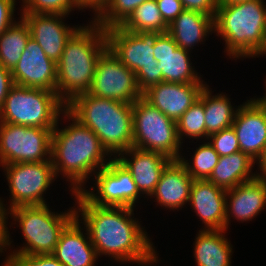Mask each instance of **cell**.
<instances>
[{
    "mask_svg": "<svg viewBox=\"0 0 266 266\" xmlns=\"http://www.w3.org/2000/svg\"><path fill=\"white\" fill-rule=\"evenodd\" d=\"M72 195L75 197V217L87 229L98 257L106 256L121 264L139 266L158 263L159 253L145 227L135 218L133 208L98 206L80 192Z\"/></svg>",
    "mask_w": 266,
    "mask_h": 266,
    "instance_id": "cell-1",
    "label": "cell"
},
{
    "mask_svg": "<svg viewBox=\"0 0 266 266\" xmlns=\"http://www.w3.org/2000/svg\"><path fill=\"white\" fill-rule=\"evenodd\" d=\"M59 119L52 133L50 159L57 178L59 175L66 178L70 192L74 194L84 189L87 180L106 167L113 158L98 136L67 110ZM62 120L68 124L60 128L59 121L62 125Z\"/></svg>",
    "mask_w": 266,
    "mask_h": 266,
    "instance_id": "cell-2",
    "label": "cell"
},
{
    "mask_svg": "<svg viewBox=\"0 0 266 266\" xmlns=\"http://www.w3.org/2000/svg\"><path fill=\"white\" fill-rule=\"evenodd\" d=\"M108 48L105 29L91 20L73 33L57 63L56 93L69 104L88 93L100 55Z\"/></svg>",
    "mask_w": 266,
    "mask_h": 266,
    "instance_id": "cell-3",
    "label": "cell"
},
{
    "mask_svg": "<svg viewBox=\"0 0 266 266\" xmlns=\"http://www.w3.org/2000/svg\"><path fill=\"white\" fill-rule=\"evenodd\" d=\"M214 34L224 40L228 58L263 57L266 51L265 0L218 3Z\"/></svg>",
    "mask_w": 266,
    "mask_h": 266,
    "instance_id": "cell-4",
    "label": "cell"
},
{
    "mask_svg": "<svg viewBox=\"0 0 266 266\" xmlns=\"http://www.w3.org/2000/svg\"><path fill=\"white\" fill-rule=\"evenodd\" d=\"M66 110L98 136L113 158L133 146L132 104L85 93L67 104Z\"/></svg>",
    "mask_w": 266,
    "mask_h": 266,
    "instance_id": "cell-5",
    "label": "cell"
},
{
    "mask_svg": "<svg viewBox=\"0 0 266 266\" xmlns=\"http://www.w3.org/2000/svg\"><path fill=\"white\" fill-rule=\"evenodd\" d=\"M49 204L41 206H19L9 210L13 224L21 229L25 243L8 254H52L61 232L75 218V207L64 212H52Z\"/></svg>",
    "mask_w": 266,
    "mask_h": 266,
    "instance_id": "cell-6",
    "label": "cell"
},
{
    "mask_svg": "<svg viewBox=\"0 0 266 266\" xmlns=\"http://www.w3.org/2000/svg\"><path fill=\"white\" fill-rule=\"evenodd\" d=\"M65 110L56 92L15 84L0 109V122L54 129Z\"/></svg>",
    "mask_w": 266,
    "mask_h": 266,
    "instance_id": "cell-7",
    "label": "cell"
},
{
    "mask_svg": "<svg viewBox=\"0 0 266 266\" xmlns=\"http://www.w3.org/2000/svg\"><path fill=\"white\" fill-rule=\"evenodd\" d=\"M107 45L126 67L135 73L138 89L143 93L162 82V70L154 58V34L132 33L120 26L107 28Z\"/></svg>",
    "mask_w": 266,
    "mask_h": 266,
    "instance_id": "cell-8",
    "label": "cell"
},
{
    "mask_svg": "<svg viewBox=\"0 0 266 266\" xmlns=\"http://www.w3.org/2000/svg\"><path fill=\"white\" fill-rule=\"evenodd\" d=\"M133 147L159 152L179 160L183 147L177 135L176 122L143 97L133 104Z\"/></svg>",
    "mask_w": 266,
    "mask_h": 266,
    "instance_id": "cell-9",
    "label": "cell"
},
{
    "mask_svg": "<svg viewBox=\"0 0 266 266\" xmlns=\"http://www.w3.org/2000/svg\"><path fill=\"white\" fill-rule=\"evenodd\" d=\"M1 167L10 193L9 205H5L8 210L19 206L47 205L44 195L57 179L51 161L11 163Z\"/></svg>",
    "mask_w": 266,
    "mask_h": 266,
    "instance_id": "cell-10",
    "label": "cell"
},
{
    "mask_svg": "<svg viewBox=\"0 0 266 266\" xmlns=\"http://www.w3.org/2000/svg\"><path fill=\"white\" fill-rule=\"evenodd\" d=\"M53 130L0 122V166L51 161Z\"/></svg>",
    "mask_w": 266,
    "mask_h": 266,
    "instance_id": "cell-11",
    "label": "cell"
},
{
    "mask_svg": "<svg viewBox=\"0 0 266 266\" xmlns=\"http://www.w3.org/2000/svg\"><path fill=\"white\" fill-rule=\"evenodd\" d=\"M92 179L94 186L89 189L85 187L80 191L92 204L135 209V204L143 196L131 173L117 158H113L106 167L101 168Z\"/></svg>",
    "mask_w": 266,
    "mask_h": 266,
    "instance_id": "cell-12",
    "label": "cell"
},
{
    "mask_svg": "<svg viewBox=\"0 0 266 266\" xmlns=\"http://www.w3.org/2000/svg\"><path fill=\"white\" fill-rule=\"evenodd\" d=\"M88 94L133 104L142 97L135 73L107 48L99 57Z\"/></svg>",
    "mask_w": 266,
    "mask_h": 266,
    "instance_id": "cell-13",
    "label": "cell"
},
{
    "mask_svg": "<svg viewBox=\"0 0 266 266\" xmlns=\"http://www.w3.org/2000/svg\"><path fill=\"white\" fill-rule=\"evenodd\" d=\"M232 127L238 138L240 151L256 163L266 147V105L257 97L242 102Z\"/></svg>",
    "mask_w": 266,
    "mask_h": 266,
    "instance_id": "cell-14",
    "label": "cell"
},
{
    "mask_svg": "<svg viewBox=\"0 0 266 266\" xmlns=\"http://www.w3.org/2000/svg\"><path fill=\"white\" fill-rule=\"evenodd\" d=\"M11 74L16 85L56 92L57 63L31 36Z\"/></svg>",
    "mask_w": 266,
    "mask_h": 266,
    "instance_id": "cell-15",
    "label": "cell"
},
{
    "mask_svg": "<svg viewBox=\"0 0 266 266\" xmlns=\"http://www.w3.org/2000/svg\"><path fill=\"white\" fill-rule=\"evenodd\" d=\"M153 49L157 67L162 70V82L207 83L192 66V52L179 48L167 32L154 34Z\"/></svg>",
    "mask_w": 266,
    "mask_h": 266,
    "instance_id": "cell-16",
    "label": "cell"
},
{
    "mask_svg": "<svg viewBox=\"0 0 266 266\" xmlns=\"http://www.w3.org/2000/svg\"><path fill=\"white\" fill-rule=\"evenodd\" d=\"M19 15L28 25L30 36L43 49L45 55L55 63L59 62L68 39L80 27L65 24L64 21L69 17L66 15L35 13Z\"/></svg>",
    "mask_w": 266,
    "mask_h": 266,
    "instance_id": "cell-17",
    "label": "cell"
},
{
    "mask_svg": "<svg viewBox=\"0 0 266 266\" xmlns=\"http://www.w3.org/2000/svg\"><path fill=\"white\" fill-rule=\"evenodd\" d=\"M206 84L163 81L150 86L142 97L176 122L198 100Z\"/></svg>",
    "mask_w": 266,
    "mask_h": 266,
    "instance_id": "cell-18",
    "label": "cell"
},
{
    "mask_svg": "<svg viewBox=\"0 0 266 266\" xmlns=\"http://www.w3.org/2000/svg\"><path fill=\"white\" fill-rule=\"evenodd\" d=\"M116 158L131 173L140 193L145 196L143 198L151 196L165 167L172 161L162 153L133 146Z\"/></svg>",
    "mask_w": 266,
    "mask_h": 266,
    "instance_id": "cell-19",
    "label": "cell"
},
{
    "mask_svg": "<svg viewBox=\"0 0 266 266\" xmlns=\"http://www.w3.org/2000/svg\"><path fill=\"white\" fill-rule=\"evenodd\" d=\"M188 205L204 224L201 230L225 229L226 190L207 179L194 180L190 188Z\"/></svg>",
    "mask_w": 266,
    "mask_h": 266,
    "instance_id": "cell-20",
    "label": "cell"
},
{
    "mask_svg": "<svg viewBox=\"0 0 266 266\" xmlns=\"http://www.w3.org/2000/svg\"><path fill=\"white\" fill-rule=\"evenodd\" d=\"M266 209V178L255 179L226 190L225 230L231 224V218L238 222H248Z\"/></svg>",
    "mask_w": 266,
    "mask_h": 266,
    "instance_id": "cell-21",
    "label": "cell"
},
{
    "mask_svg": "<svg viewBox=\"0 0 266 266\" xmlns=\"http://www.w3.org/2000/svg\"><path fill=\"white\" fill-rule=\"evenodd\" d=\"M52 255L64 266H96L99 259L87 229L76 217L61 232Z\"/></svg>",
    "mask_w": 266,
    "mask_h": 266,
    "instance_id": "cell-22",
    "label": "cell"
},
{
    "mask_svg": "<svg viewBox=\"0 0 266 266\" xmlns=\"http://www.w3.org/2000/svg\"><path fill=\"white\" fill-rule=\"evenodd\" d=\"M194 179L179 160H172L164 169L154 192L150 198H155L158 206L164 210H182L189 202L190 188Z\"/></svg>",
    "mask_w": 266,
    "mask_h": 266,
    "instance_id": "cell-23",
    "label": "cell"
},
{
    "mask_svg": "<svg viewBox=\"0 0 266 266\" xmlns=\"http://www.w3.org/2000/svg\"><path fill=\"white\" fill-rule=\"evenodd\" d=\"M167 33L179 48L191 52L194 46L204 44L209 35L214 33V17L199 11L185 9L169 25Z\"/></svg>",
    "mask_w": 266,
    "mask_h": 266,
    "instance_id": "cell-24",
    "label": "cell"
},
{
    "mask_svg": "<svg viewBox=\"0 0 266 266\" xmlns=\"http://www.w3.org/2000/svg\"><path fill=\"white\" fill-rule=\"evenodd\" d=\"M225 233V229L197 232L193 243L197 266H232L233 246Z\"/></svg>",
    "mask_w": 266,
    "mask_h": 266,
    "instance_id": "cell-25",
    "label": "cell"
},
{
    "mask_svg": "<svg viewBox=\"0 0 266 266\" xmlns=\"http://www.w3.org/2000/svg\"><path fill=\"white\" fill-rule=\"evenodd\" d=\"M255 161L247 154L238 151L229 156H221L208 181L224 190L233 189L239 184L255 179L258 174Z\"/></svg>",
    "mask_w": 266,
    "mask_h": 266,
    "instance_id": "cell-26",
    "label": "cell"
},
{
    "mask_svg": "<svg viewBox=\"0 0 266 266\" xmlns=\"http://www.w3.org/2000/svg\"><path fill=\"white\" fill-rule=\"evenodd\" d=\"M208 84L200 92L204 98L206 140L209 135L232 126L239 105L233 106L226 93L212 94Z\"/></svg>",
    "mask_w": 266,
    "mask_h": 266,
    "instance_id": "cell-27",
    "label": "cell"
},
{
    "mask_svg": "<svg viewBox=\"0 0 266 266\" xmlns=\"http://www.w3.org/2000/svg\"><path fill=\"white\" fill-rule=\"evenodd\" d=\"M120 27L132 33L157 34L168 32L169 25L164 21L156 0H147L131 13Z\"/></svg>",
    "mask_w": 266,
    "mask_h": 266,
    "instance_id": "cell-28",
    "label": "cell"
},
{
    "mask_svg": "<svg viewBox=\"0 0 266 266\" xmlns=\"http://www.w3.org/2000/svg\"><path fill=\"white\" fill-rule=\"evenodd\" d=\"M30 37L28 25L20 17L0 35V65L12 71Z\"/></svg>",
    "mask_w": 266,
    "mask_h": 266,
    "instance_id": "cell-29",
    "label": "cell"
},
{
    "mask_svg": "<svg viewBox=\"0 0 266 266\" xmlns=\"http://www.w3.org/2000/svg\"><path fill=\"white\" fill-rule=\"evenodd\" d=\"M177 135L181 144L183 140L189 138L206 140V125L204 98L199 95L198 100L187 109V111L176 121ZM185 137V138H184Z\"/></svg>",
    "mask_w": 266,
    "mask_h": 266,
    "instance_id": "cell-30",
    "label": "cell"
},
{
    "mask_svg": "<svg viewBox=\"0 0 266 266\" xmlns=\"http://www.w3.org/2000/svg\"><path fill=\"white\" fill-rule=\"evenodd\" d=\"M201 142L191 155L192 159L187 160L183 153L179 158L194 180L208 179L220 158L208 141Z\"/></svg>",
    "mask_w": 266,
    "mask_h": 266,
    "instance_id": "cell-31",
    "label": "cell"
},
{
    "mask_svg": "<svg viewBox=\"0 0 266 266\" xmlns=\"http://www.w3.org/2000/svg\"><path fill=\"white\" fill-rule=\"evenodd\" d=\"M144 1L147 0H106L92 20L105 30L120 26Z\"/></svg>",
    "mask_w": 266,
    "mask_h": 266,
    "instance_id": "cell-32",
    "label": "cell"
},
{
    "mask_svg": "<svg viewBox=\"0 0 266 266\" xmlns=\"http://www.w3.org/2000/svg\"><path fill=\"white\" fill-rule=\"evenodd\" d=\"M20 13L69 16L72 11H85L76 0H21Z\"/></svg>",
    "mask_w": 266,
    "mask_h": 266,
    "instance_id": "cell-33",
    "label": "cell"
},
{
    "mask_svg": "<svg viewBox=\"0 0 266 266\" xmlns=\"http://www.w3.org/2000/svg\"><path fill=\"white\" fill-rule=\"evenodd\" d=\"M206 141L220 157L240 151L238 138L232 126L209 135Z\"/></svg>",
    "mask_w": 266,
    "mask_h": 266,
    "instance_id": "cell-34",
    "label": "cell"
},
{
    "mask_svg": "<svg viewBox=\"0 0 266 266\" xmlns=\"http://www.w3.org/2000/svg\"><path fill=\"white\" fill-rule=\"evenodd\" d=\"M1 266H64L52 254H6Z\"/></svg>",
    "mask_w": 266,
    "mask_h": 266,
    "instance_id": "cell-35",
    "label": "cell"
},
{
    "mask_svg": "<svg viewBox=\"0 0 266 266\" xmlns=\"http://www.w3.org/2000/svg\"><path fill=\"white\" fill-rule=\"evenodd\" d=\"M8 216L9 210L5 207L4 200L0 197V254L7 252V249L10 251L14 248L12 247V239L8 229ZM0 255V256H1Z\"/></svg>",
    "mask_w": 266,
    "mask_h": 266,
    "instance_id": "cell-36",
    "label": "cell"
},
{
    "mask_svg": "<svg viewBox=\"0 0 266 266\" xmlns=\"http://www.w3.org/2000/svg\"><path fill=\"white\" fill-rule=\"evenodd\" d=\"M164 21L170 25L185 9L180 0H156Z\"/></svg>",
    "mask_w": 266,
    "mask_h": 266,
    "instance_id": "cell-37",
    "label": "cell"
},
{
    "mask_svg": "<svg viewBox=\"0 0 266 266\" xmlns=\"http://www.w3.org/2000/svg\"><path fill=\"white\" fill-rule=\"evenodd\" d=\"M16 1L18 0H0V35L16 22Z\"/></svg>",
    "mask_w": 266,
    "mask_h": 266,
    "instance_id": "cell-38",
    "label": "cell"
},
{
    "mask_svg": "<svg viewBox=\"0 0 266 266\" xmlns=\"http://www.w3.org/2000/svg\"><path fill=\"white\" fill-rule=\"evenodd\" d=\"M184 9L199 11L215 17L218 0H180Z\"/></svg>",
    "mask_w": 266,
    "mask_h": 266,
    "instance_id": "cell-39",
    "label": "cell"
},
{
    "mask_svg": "<svg viewBox=\"0 0 266 266\" xmlns=\"http://www.w3.org/2000/svg\"><path fill=\"white\" fill-rule=\"evenodd\" d=\"M14 85L11 71L0 65V109L4 105L8 92Z\"/></svg>",
    "mask_w": 266,
    "mask_h": 266,
    "instance_id": "cell-40",
    "label": "cell"
},
{
    "mask_svg": "<svg viewBox=\"0 0 266 266\" xmlns=\"http://www.w3.org/2000/svg\"><path fill=\"white\" fill-rule=\"evenodd\" d=\"M78 4L83 8V9H92L93 14H95L101 6L104 4L106 0H76Z\"/></svg>",
    "mask_w": 266,
    "mask_h": 266,
    "instance_id": "cell-41",
    "label": "cell"
},
{
    "mask_svg": "<svg viewBox=\"0 0 266 266\" xmlns=\"http://www.w3.org/2000/svg\"><path fill=\"white\" fill-rule=\"evenodd\" d=\"M257 165V174L259 177H264L266 178V147H265V150L263 152V155L261 156V158L258 160V162L256 163Z\"/></svg>",
    "mask_w": 266,
    "mask_h": 266,
    "instance_id": "cell-42",
    "label": "cell"
},
{
    "mask_svg": "<svg viewBox=\"0 0 266 266\" xmlns=\"http://www.w3.org/2000/svg\"><path fill=\"white\" fill-rule=\"evenodd\" d=\"M247 0H218V3H238V2H244Z\"/></svg>",
    "mask_w": 266,
    "mask_h": 266,
    "instance_id": "cell-43",
    "label": "cell"
},
{
    "mask_svg": "<svg viewBox=\"0 0 266 266\" xmlns=\"http://www.w3.org/2000/svg\"><path fill=\"white\" fill-rule=\"evenodd\" d=\"M265 87H266V82H265ZM259 99L266 105V88H265L264 96L260 97Z\"/></svg>",
    "mask_w": 266,
    "mask_h": 266,
    "instance_id": "cell-44",
    "label": "cell"
}]
</instances>
